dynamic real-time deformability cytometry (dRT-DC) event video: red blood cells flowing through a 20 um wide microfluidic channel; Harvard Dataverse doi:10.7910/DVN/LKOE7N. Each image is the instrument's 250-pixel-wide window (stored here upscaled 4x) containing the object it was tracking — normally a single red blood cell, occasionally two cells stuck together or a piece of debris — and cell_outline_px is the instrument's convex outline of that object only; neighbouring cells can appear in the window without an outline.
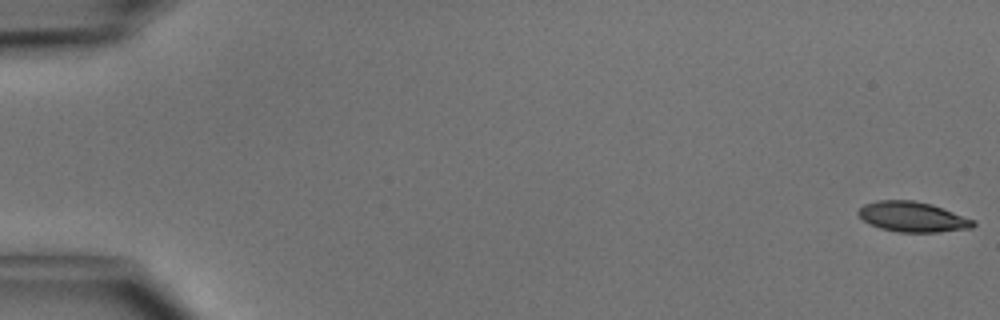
{"species": "common noctule bat (a hibernating species)", "species_latin": "Nyctalus noctula", "temperature_condition": "cold", "stored_images_in_passage": 50, "camera_frame_rate_fps": 3000, "um_per_image_px": 0.085, "animal": {"sex": "male", "body_mass_g": 15.6}, "frame": {"image": 1, "passage_image": 1, "time_ms": 0.0, "image_size_px": [1000, 320], "cell_outline_px": [[976, 224], [972, 228], [940, 232], [896, 232], [880, 228], [868, 224], [856, 212], [864, 204], [876, 200], [912, 200], [932, 204], [976, 220]], "centroid_in_image_um": [77.58, 18.43], "position_along_channel_um": 7.4, "area_um2": 20.4}}
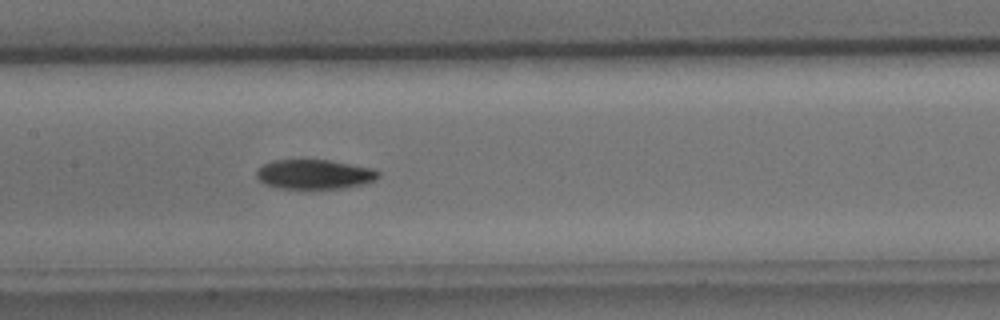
{"frame": {"image": 2, "passage_image": 25, "time_ms": 8.0, "image_size_px": [1000, 320], "cell_outline_px": [[380, 176], [376, 180], [364, 184], [344, 188], [276, 188], [264, 184], [256, 176], [256, 172], [264, 164], [272, 160], [332, 160], [372, 168], [380, 172]], "centroid_in_image_um": [26.76, 14.81], "position_along_channel_um": 180.6, "area_um2": 21.04}}
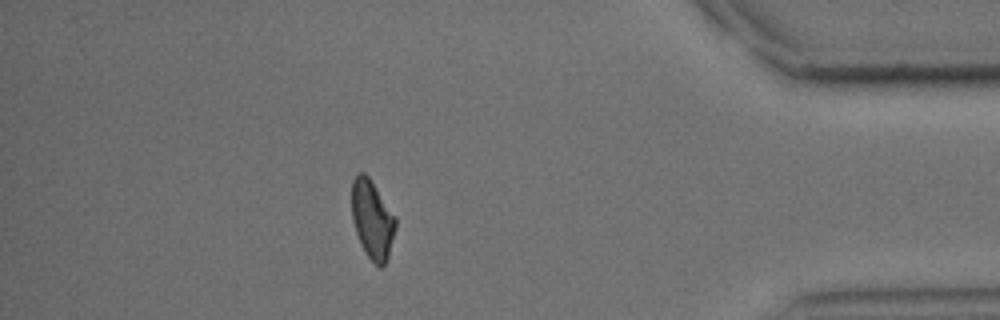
{"frame": {"image": 3, "passage_image": 44, "time_ms": 14.333, "image_size_px": [1000, 320], "cell_outline_px": [[396, 228], [388, 260], [380, 268], [364, 252], [360, 244], [352, 220], [352, 180], [356, 172], [364, 172], [368, 176], [396, 216]], "centroid_in_image_um": [31.65, 18.65], "position_along_channel_um": 403.6, "area_um2": 20.29}, "authors_computed_cell_mechanics": {"area_um2": 21.0103, "velocity_mm_per_s": 4.1013, "shape_relaxation_time_tau1_ms": 3.2702, "shape_relaxation_time_tau2_ms": null, "deformation_change_tau1": 0.1214, "deformation_change_tau2": null}}